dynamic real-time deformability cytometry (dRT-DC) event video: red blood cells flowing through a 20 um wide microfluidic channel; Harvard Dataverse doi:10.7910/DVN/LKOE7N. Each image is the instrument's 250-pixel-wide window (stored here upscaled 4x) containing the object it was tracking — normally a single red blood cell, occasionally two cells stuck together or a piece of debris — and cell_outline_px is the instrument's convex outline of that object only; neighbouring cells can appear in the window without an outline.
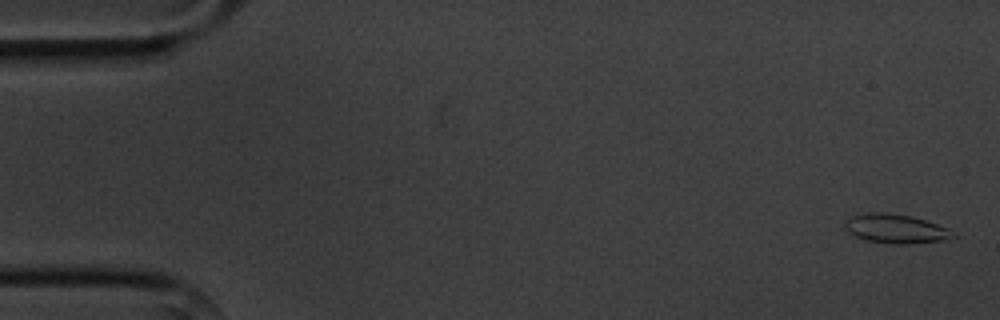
{"species": "common noctule bat (a hibernating species)", "species_latin": "Nyctalus noctula", "temperature_condition": "cold", "stored_images_in_passage": 6, "camera_frame_rate_fps": 3000, "um_per_image_px": 0.085, "animal": {"sex": "male", "body_mass_g": 20.1, "forearm_length_mm": 53.5}, "frame": {"image": 1, "passage_image": 1, "time_ms": 0.0, "image_size_px": [1000, 320], "cell_outline_px": [[956, 236], [948, 240], [904, 244], [892, 244], [868, 240], [856, 236], [848, 232], [844, 228], [844, 224], [852, 216], [872, 212], [884, 212], [912, 216], [948, 228]], "centroid_in_image_um": [76.15, 19.44], "position_along_channel_um": 8.8, "area_um2": 18.15}}
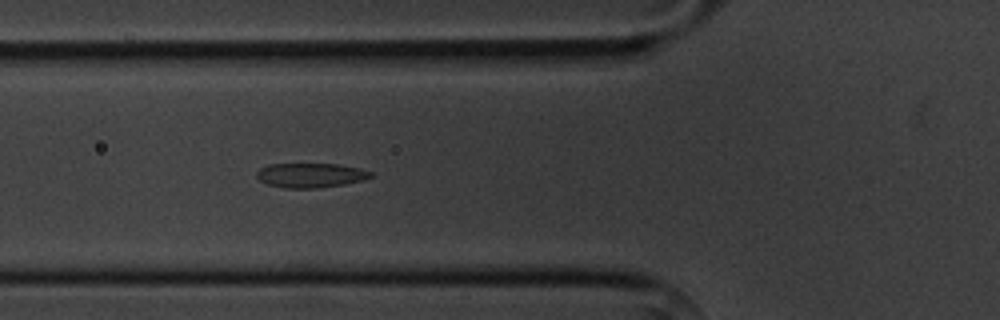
{"frame": {"image": 2, "passage_image": 6, "time_ms": 6.0, "image_size_px": [1000, 320], "cell_outline_px": [[372, 176], [364, 180], [344, 184], [316, 188], [284, 188], [268, 184], [260, 180], [256, 176], [256, 172], [260, 168], [268, 164], [336, 164], [360, 168], [372, 172]], "centroid_in_image_um": [26.39, 14.89], "position_along_channel_um": 99.4, "area_um2": 16.24}}